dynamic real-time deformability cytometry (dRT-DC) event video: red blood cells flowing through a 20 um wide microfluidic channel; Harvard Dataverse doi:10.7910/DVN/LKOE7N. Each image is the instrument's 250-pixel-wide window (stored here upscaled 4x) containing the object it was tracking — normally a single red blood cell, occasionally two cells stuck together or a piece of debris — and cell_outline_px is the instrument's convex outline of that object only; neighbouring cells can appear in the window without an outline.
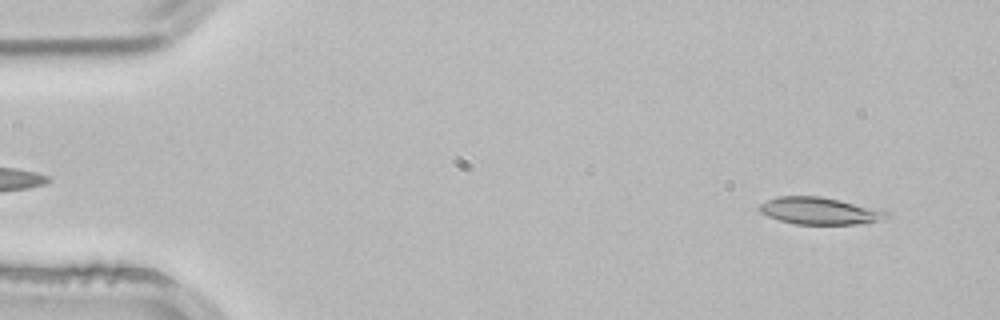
{"species": "common noctule bat (a hibernating species)", "species_latin": "Nyctalus noctula", "temperature_condition": "room temperature", "stored_images_in_passage": 5, "segment_of_instrument_passage": [2, 2], "camera_frame_rate_fps": 3000, "um_per_image_px": 0.085, "animal": {"sex": "male", "body_mass_g": 21.5, "forearm_length_mm": 52.0}, "frame": {"image": 1, "passage_image": 5, "time_ms": 1.333, "image_size_px": [1000, 320], "cell_outline_px": [[888, 216], [876, 220], [860, 224], [796, 224], [780, 220], [768, 216], [760, 212], [756, 208], [760, 204], [776, 196], [820, 196], [840, 200], [888, 212]], "centroid_in_image_um": [69.57, 17.92], "position_along_channel_um": 15.4, "area_um2": 19.71}}